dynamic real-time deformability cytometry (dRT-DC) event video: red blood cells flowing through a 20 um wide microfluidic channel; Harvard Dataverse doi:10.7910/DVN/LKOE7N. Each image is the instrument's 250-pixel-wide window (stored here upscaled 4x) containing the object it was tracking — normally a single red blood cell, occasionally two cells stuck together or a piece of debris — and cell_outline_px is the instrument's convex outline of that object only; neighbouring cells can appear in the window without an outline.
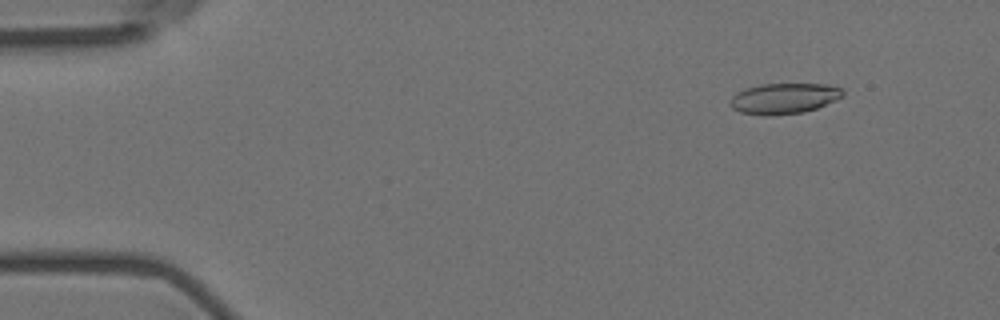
{"species": "Egyptian fruit bat (a non-hibernating species)", "species_latin": "Rousettus aegyptiacus", "temperature_condition": "room temperature", "stored_images_in_passage": 57, "camera_frame_rate_fps": 3000, "um_per_image_px": 0.085, "animal": {"sex": "female"}, "frame": {"image": 1, "passage_image": 6, "time_ms": 1.667, "image_size_px": [1000, 320], "cell_outline_px": [[844, 96], [836, 100], [816, 108], [804, 112], [772, 116], [764, 116], [740, 112], [732, 108], [728, 104], [732, 96], [736, 92], [760, 84], [828, 84], [840, 88], [844, 92]], "centroid_in_image_um": [66.62, 8.38], "position_along_channel_um": 18.4, "area_um2": 20.29}}
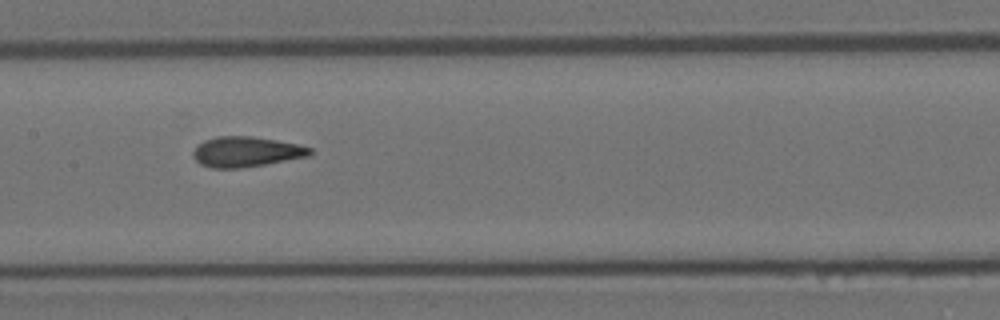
{"frame": {"image": 2, "passage_image": 28, "time_ms": 9.0, "image_size_px": [1000, 320], "cell_outline_px": [[312, 152], [308, 156], [264, 164], [240, 168], [212, 168], [200, 164], [192, 156], [192, 152], [204, 140], [216, 136], [252, 136], [276, 140], [296, 144], [312, 148]], "centroid_in_image_um": [20.89, 12.9], "position_along_channel_um": 186.5, "area_um2": 20.4}}
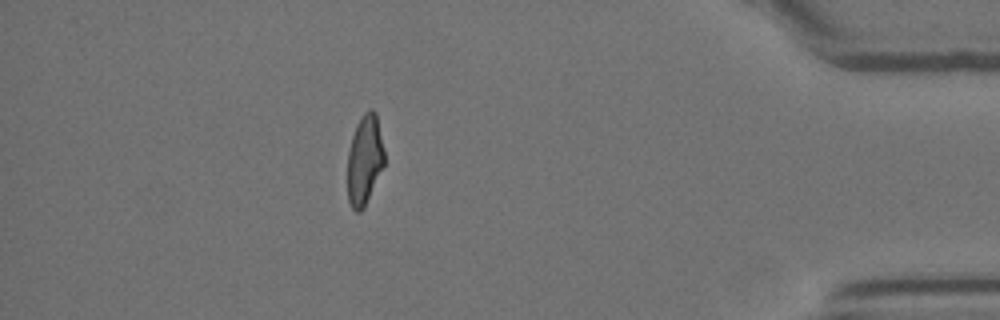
{"frame": {"image": 3, "passage_image": 50, "time_ms": 16.333, "image_size_px": [1000, 320], "cell_outline_px": [[384, 164], [364, 208], [360, 212], [356, 212], [352, 208], [348, 200], [348, 152], [352, 136], [356, 124], [364, 112], [372, 108], [376, 112], [384, 148]], "centroid_in_image_um": [30.99, 13.57], "position_along_channel_um": 404.2, "area_um2": 19.25}, "authors_computed_cell_mechanics": {"area_um2": 20.4034, "velocity_mm_per_s": 3.5876, "shape_relaxation_time_tau1_ms": null, "shape_relaxation_time_tau2_ms": 1.2415, "deformation_change_tau1": null, "deformation_change_tau2": 0.0954}}